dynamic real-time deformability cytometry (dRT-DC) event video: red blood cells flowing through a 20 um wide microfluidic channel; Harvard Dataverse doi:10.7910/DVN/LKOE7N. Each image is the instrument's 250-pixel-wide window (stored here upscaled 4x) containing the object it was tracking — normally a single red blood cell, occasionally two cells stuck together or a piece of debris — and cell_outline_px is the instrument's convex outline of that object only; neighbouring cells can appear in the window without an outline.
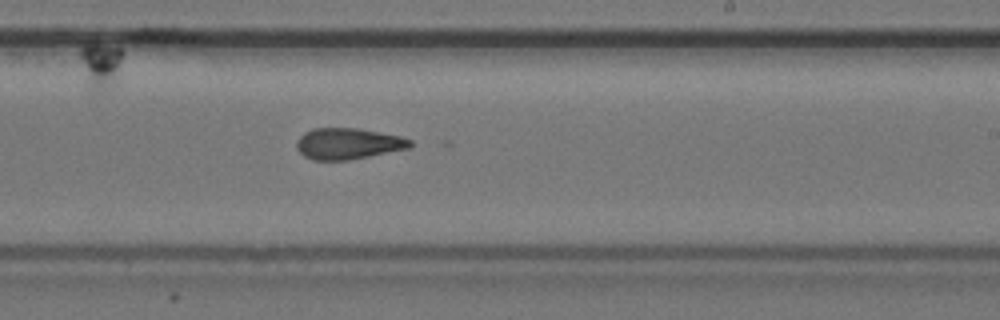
{"species": "common noctule bat (a hibernating species)", "species_latin": "Nyctalus noctula", "temperature_condition": "cold", "stored_images_in_passage": 12, "segment_of_instrument_passage": [2, 2], "camera_frame_rate_fps": 3000, "um_per_image_px": 0.085, "animal": {"sex": "female", "body_mass_g": 24.6, "forearm_length_mm": 56.2}, "frame": {"image": 1, "passage_image": 12, "time_ms": 3.667, "image_size_px": [1000, 320], "cell_outline_px": [[412, 148], [348, 160], [312, 160], [304, 156], [296, 148], [296, 140], [304, 132], [312, 128], [356, 128], [400, 136], [412, 140]], "centroid_in_image_um": [29.58, 12.21], "position_along_channel_um": 259.4, "area_um2": 20.75}}